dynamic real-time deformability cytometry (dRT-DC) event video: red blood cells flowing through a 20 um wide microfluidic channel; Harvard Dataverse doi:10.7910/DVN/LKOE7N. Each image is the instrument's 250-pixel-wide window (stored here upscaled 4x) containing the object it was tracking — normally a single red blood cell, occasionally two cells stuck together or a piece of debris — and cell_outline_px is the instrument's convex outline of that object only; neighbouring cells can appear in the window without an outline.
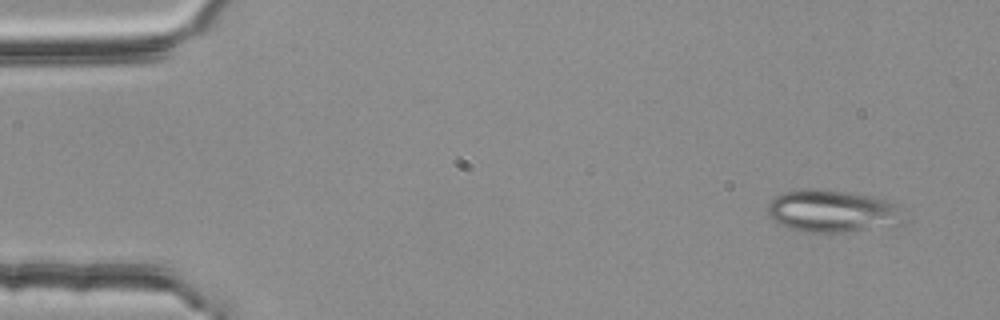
{"species": "common noctule bat (a hibernating species)", "species_latin": "Nyctalus noctula", "temperature_condition": "room temperature", "stored_images_in_passage": 4, "camera_frame_rate_fps": 3000, "um_per_image_px": 0.085, "animal": {"sex": "female", "body_mass_g": 25.1}, "frame": {"image": 1, "passage_image": 1, "time_ms": 0.0, "image_size_px": [1000, 320], "cell_outline_px": [[912, 220], [904, 224], [844, 232], [804, 232], [788, 228], [780, 224], [768, 212], [768, 204], [776, 196], [784, 192], [804, 188], [808, 188], [852, 192], [872, 196], [900, 204], [904, 208]], "centroid_in_image_um": [70.93, 17.95], "position_along_channel_um": 14.1, "area_um2": 34.39}}